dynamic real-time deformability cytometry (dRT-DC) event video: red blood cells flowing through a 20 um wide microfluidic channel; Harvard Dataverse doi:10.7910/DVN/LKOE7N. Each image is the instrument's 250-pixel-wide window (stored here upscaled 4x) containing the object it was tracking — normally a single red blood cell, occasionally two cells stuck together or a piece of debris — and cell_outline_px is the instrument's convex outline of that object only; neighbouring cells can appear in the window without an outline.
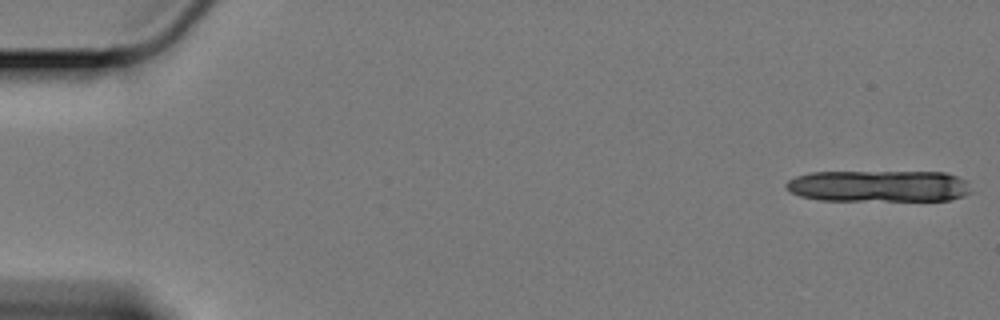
{"species": "Egyptian fruit bat (a non-hibernating species)", "species_latin": "Rousettus aegyptiacus", "temperature_condition": "cold", "stored_images_in_passage": 15, "camera_frame_rate_fps": 3000, "um_per_image_px": 0.085, "animal": {"sex": "female"}, "frame": {"image": 1, "passage_image": 1, "time_ms": 0.0, "image_size_px": [1000, 320], "cell_outline_px": [[972, 192], [964, 196], [948, 200], [820, 200], [800, 196], [784, 188], [784, 184], [788, 180], [796, 176], [812, 172], [944, 172], [968, 180]], "centroid_in_image_um": [74.71, 15.81], "position_along_channel_um": 10.3, "area_um2": 34.28}}